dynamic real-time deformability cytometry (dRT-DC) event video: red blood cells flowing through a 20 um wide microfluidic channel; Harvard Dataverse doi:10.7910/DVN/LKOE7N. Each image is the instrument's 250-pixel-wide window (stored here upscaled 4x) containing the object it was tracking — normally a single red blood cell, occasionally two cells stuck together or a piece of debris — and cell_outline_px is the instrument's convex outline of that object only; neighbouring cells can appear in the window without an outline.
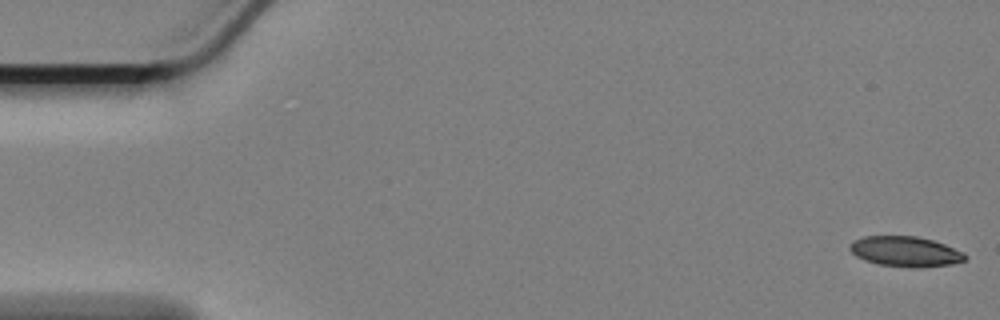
{"species": "Egyptian fruit bat (a non-hibernating species)", "species_latin": "Rousettus aegyptiacus", "temperature_condition": "cold", "stored_images_in_passage": 58, "camera_frame_rate_fps": 3000, "um_per_image_px": 0.085, "animal": {"sex": "female"}, "frame": {"image": 1, "passage_image": 1, "time_ms": 0.0, "image_size_px": [1000, 320], "cell_outline_px": [[968, 256], [964, 260], [952, 264], [880, 264], [864, 260], [856, 256], [848, 248], [852, 240], [864, 236], [916, 236], [932, 240], [944, 244], [964, 252]], "centroid_in_image_um": [76.9, 21.31], "position_along_channel_um": 8.1, "area_um2": 19.25}}
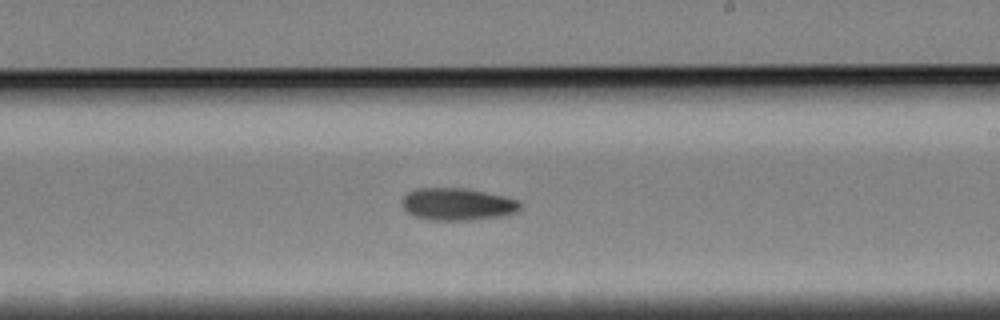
{"frame": {"image": 2, "passage_image": 34, "time_ms": 11.0, "image_size_px": [1000, 320], "cell_outline_px": [[520, 208], [516, 212], [500, 216], [468, 220], [428, 220], [412, 216], [400, 204], [404, 196], [408, 192], [416, 188], [464, 188], [504, 196], [520, 200]], "centroid_in_image_um": [38.84, 17.36], "position_along_channel_um": 250.2, "area_um2": 22.25}}
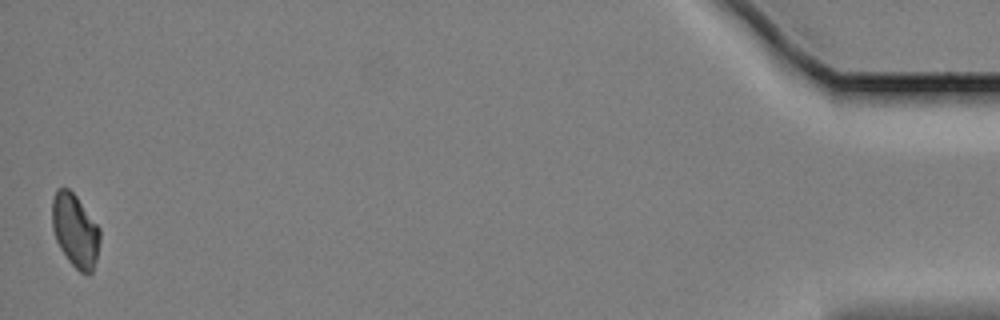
{"frame": {"image": 3, "passage_image": 58, "time_ms": 19.0, "image_size_px": [1000, 320], "cell_outline_px": [[100, 240], [96, 260], [92, 272], [88, 276], [80, 272], [68, 260], [60, 248], [56, 240], [52, 228], [52, 196], [56, 188], [68, 188], [76, 196], [100, 228]], "centroid_in_image_um": [6.38, 19.6], "position_along_channel_um": 428.8, "area_um2": 20.52}, "authors_computed_cell_mechanics": {"area_um2": 21.3571, "velocity_mm_per_s": 3.3786, "shape_relaxation_time_tau1_ms": 6.5459, "shape_relaxation_time_tau2_ms": null, "deformation_change_tau1": 0.116, "deformation_change_tau2": null}}